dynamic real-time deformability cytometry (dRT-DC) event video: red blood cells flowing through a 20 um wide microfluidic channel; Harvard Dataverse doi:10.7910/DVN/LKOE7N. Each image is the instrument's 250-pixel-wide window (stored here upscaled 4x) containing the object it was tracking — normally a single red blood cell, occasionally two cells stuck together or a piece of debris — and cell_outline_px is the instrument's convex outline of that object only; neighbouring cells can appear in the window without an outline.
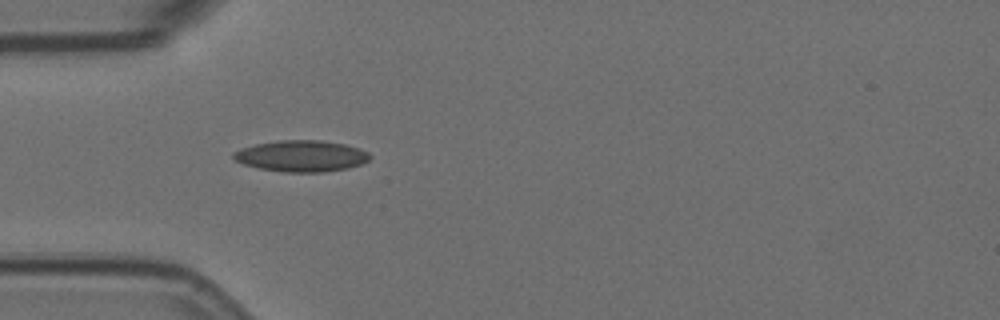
{"species": "Egyptian fruit bat (a non-hibernating species)", "species_latin": "Rousettus aegyptiacus", "temperature_condition": "room temperature", "stored_images_in_passage": 4, "camera_frame_rate_fps": 3000, "um_per_image_px": 0.085, "animal": {"sex": "female"}, "frame": {"image": 1, "passage_image": 4, "time_ms": 1.0, "image_size_px": [1000, 320], "cell_outline_px": [[372, 156], [368, 160], [360, 164], [348, 168], [324, 172], [284, 172], [260, 168], [244, 164], [236, 160], [232, 156], [232, 152], [240, 148], [256, 144], [280, 140], [320, 140], [344, 144], [360, 148], [368, 152]], "centroid_in_image_um": [25.62, 13.26], "position_along_channel_um": 59.4, "area_um2": 24.85}}